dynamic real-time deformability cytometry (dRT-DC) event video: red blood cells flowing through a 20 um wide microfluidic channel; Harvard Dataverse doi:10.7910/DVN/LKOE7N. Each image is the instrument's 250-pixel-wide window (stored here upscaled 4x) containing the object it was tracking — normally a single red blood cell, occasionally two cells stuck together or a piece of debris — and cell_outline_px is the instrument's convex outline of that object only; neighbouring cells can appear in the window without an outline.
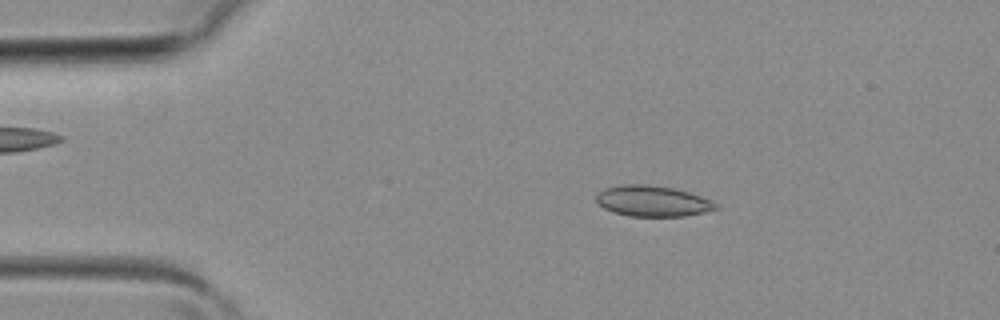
{"species": "common noctule bat (a hibernating species)", "species_latin": "Nyctalus noctula", "temperature_condition": "room temperature", "stored_images_in_passage": 5, "camera_frame_rate_fps": 3000, "um_per_image_px": 0.085, "animal": {"sex": "female", "body_mass_g": 19.3, "forearm_length_mm": 54.1}, "frame": {"image": 1, "passage_image": 3, "time_ms": 0.667, "image_size_px": [1000, 320], "cell_outline_px": [[720, 208], [704, 212], [684, 216], [628, 216], [612, 212], [604, 208], [596, 200], [596, 192], [604, 188], [624, 184], [648, 184], [672, 188], [688, 192], [712, 200]], "centroid_in_image_um": [55.44, 17.09], "position_along_channel_um": 29.6, "area_um2": 21.5}}
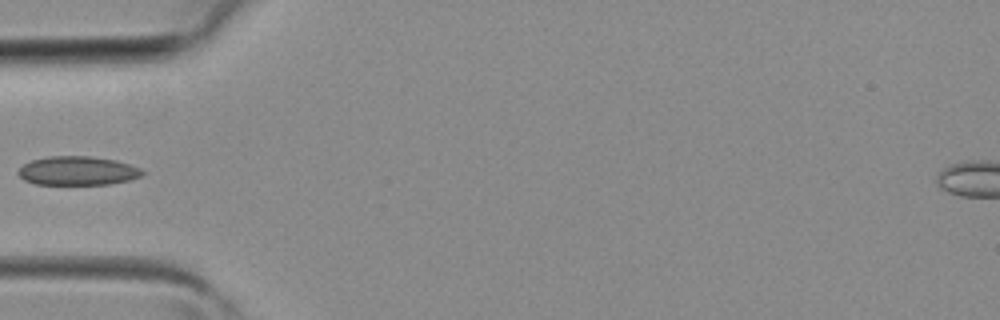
{"frame": {"image": 2, "passage_image": 5, "time_ms": 1.333, "image_size_px": [1000, 320], "cell_outline_px": [[144, 172], [140, 176], [128, 180], [112, 184], [36, 184], [24, 180], [16, 172], [24, 164], [32, 160], [48, 156], [92, 156], [116, 160], [140, 168]], "centroid_in_image_um": [6.58, 14.51], "position_along_channel_um": 78.4, "area_um2": 20.81}}